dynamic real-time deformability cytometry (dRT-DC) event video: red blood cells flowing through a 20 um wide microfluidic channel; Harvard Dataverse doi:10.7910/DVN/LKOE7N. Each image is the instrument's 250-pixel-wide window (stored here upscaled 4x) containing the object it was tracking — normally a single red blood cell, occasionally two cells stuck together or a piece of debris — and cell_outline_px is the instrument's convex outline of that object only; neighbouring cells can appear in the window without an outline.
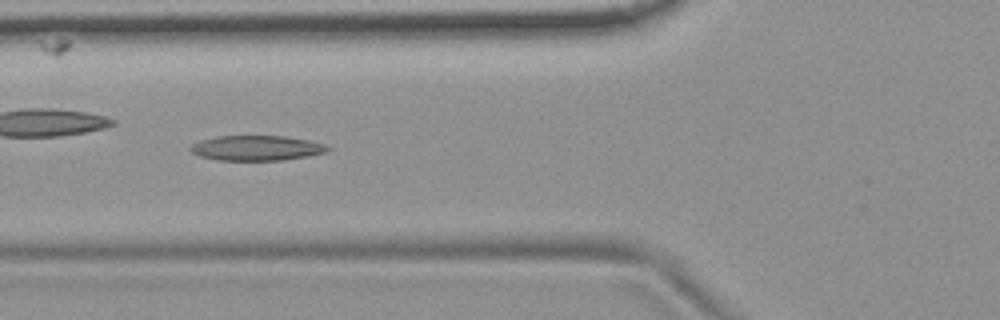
{"species": "common noctule bat (a hibernating species)", "species_latin": "Nyctalus noctula", "temperature_condition": "room temperature", "stored_images_in_passage": 49, "camera_frame_rate_fps": 3000, "um_per_image_px": 0.085, "animal": {"sex": "female", "body_mass_g": 19.9}, "frame": {"image": 1, "passage_image": 15, "time_ms": 4.667, "image_size_px": [1000, 320], "cell_outline_px": [[332, 148], [328, 152], [308, 156], [284, 160], [216, 160], [200, 156], [192, 152], [188, 148], [192, 144], [200, 140], [216, 136], [284, 136], [308, 140], [324, 144]], "centroid_in_image_um": [21.81, 12.58], "position_along_channel_um": 104.0, "area_um2": 20.11}, "authors_computed_cell_mechanics": {"area_um2": 19.8254, "velocity_mm_per_s": 3.7051, "shape_relaxation_time_tau1_ms": null, "shape_relaxation_time_tau2_ms": 5.4285, "deformation_change_tau1": null, "deformation_change_tau2": 0.1621}}